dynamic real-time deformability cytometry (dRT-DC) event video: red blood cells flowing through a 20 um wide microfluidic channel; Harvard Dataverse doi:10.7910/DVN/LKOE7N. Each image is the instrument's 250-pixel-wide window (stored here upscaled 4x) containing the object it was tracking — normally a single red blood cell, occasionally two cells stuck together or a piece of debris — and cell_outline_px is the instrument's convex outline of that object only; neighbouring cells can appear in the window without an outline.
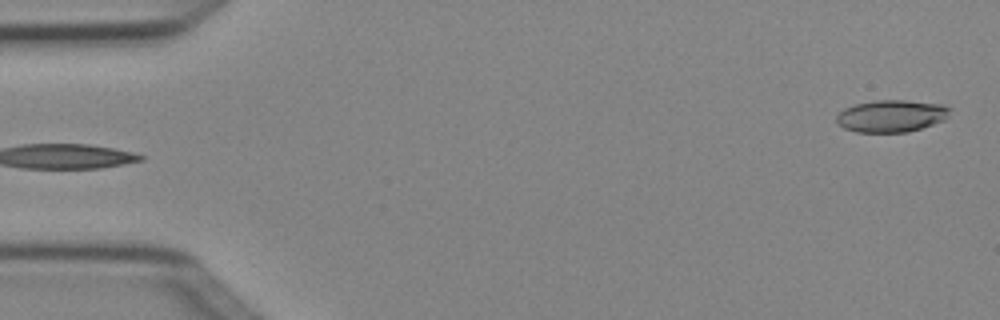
{"species": "Egyptian fruit bat (a non-hibernating species)", "species_latin": "Rousettus aegyptiacus", "temperature_condition": "cold", "stored_images_in_passage": 5, "camera_frame_rate_fps": 3000, "um_per_image_px": 0.085, "animal": {"sex": "female"}, "frame": {"image": 1, "passage_image": 5, "time_ms": 1.333, "image_size_px": [1000, 320], "cell_outline_px": [[952, 108], [948, 116], [944, 120], [908, 132], [856, 132], [844, 128], [836, 124], [836, 116], [844, 108], [856, 104], [876, 100], [904, 100], [944, 104]], "centroid_in_image_um": [75.77, 9.85], "position_along_channel_um": 9.2, "area_um2": 21.33}}